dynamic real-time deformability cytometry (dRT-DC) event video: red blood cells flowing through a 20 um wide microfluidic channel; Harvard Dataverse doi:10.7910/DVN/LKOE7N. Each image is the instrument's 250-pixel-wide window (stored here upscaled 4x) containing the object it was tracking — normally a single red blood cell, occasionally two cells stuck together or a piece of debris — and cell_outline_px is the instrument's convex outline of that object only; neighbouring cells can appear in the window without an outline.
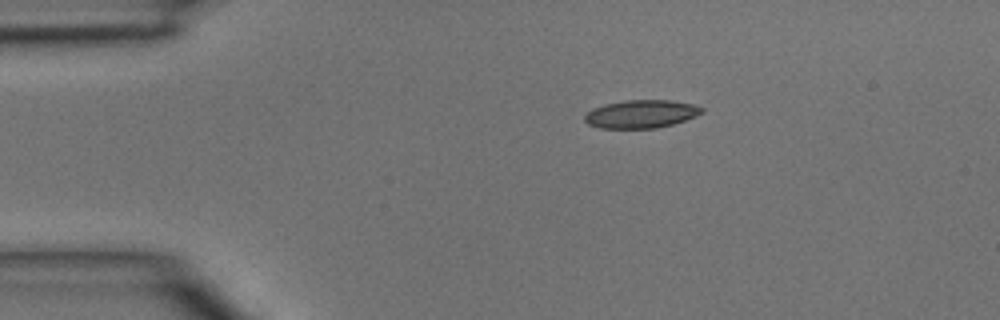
{"species": "common noctule bat (a hibernating species)", "species_latin": "Nyctalus noctula", "temperature_condition": "room temperature", "stored_images_in_passage": 2, "camera_frame_rate_fps": 3000, "um_per_image_px": 0.085, "animal": {"sex": "male", "body_mass_g": 15.6}, "frame": {"image": 1, "passage_image": 1, "time_ms": 0.0, "image_size_px": [1000, 320], "cell_outline_px": [[704, 112], [696, 116], [672, 124], [656, 128], [600, 128], [588, 124], [584, 120], [584, 116], [592, 108], [604, 104], [624, 100], [672, 100], [696, 104], [704, 108]], "centroid_in_image_um": [54.51, 9.68], "position_along_channel_um": 30.5, "area_um2": 19.31}}